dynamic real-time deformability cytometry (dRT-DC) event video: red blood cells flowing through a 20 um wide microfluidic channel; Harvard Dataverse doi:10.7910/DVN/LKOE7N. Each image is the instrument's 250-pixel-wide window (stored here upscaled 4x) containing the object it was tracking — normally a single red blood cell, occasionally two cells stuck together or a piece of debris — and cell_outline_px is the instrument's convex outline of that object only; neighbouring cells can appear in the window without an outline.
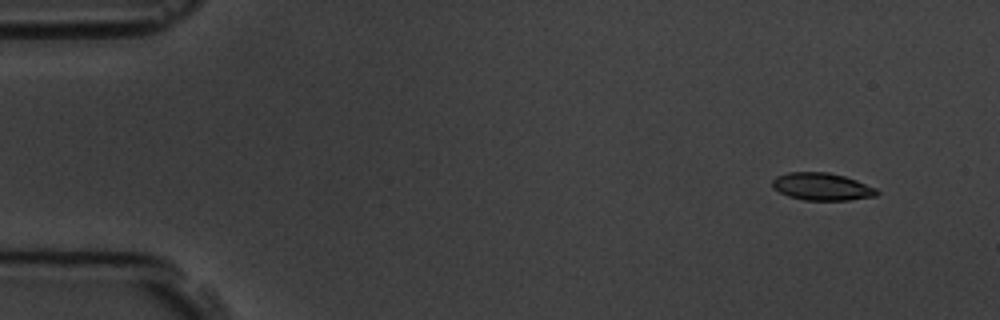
{"species": "common noctule bat (a hibernating species)", "species_latin": "Nyctalus noctula", "temperature_condition": "room temperature", "stored_images_in_passage": 5, "camera_frame_rate_fps": 3000, "um_per_image_px": 0.085, "animal": {"sex": "male", "body_mass_g": 19.5, "forearm_length_mm": 54.6}, "frame": {"image": 1, "passage_image": 2, "time_ms": 1.333, "image_size_px": [1000, 320], "cell_outline_px": [[880, 192], [876, 196], [848, 200], [804, 200], [788, 196], [772, 188], [772, 180], [776, 176], [788, 172], [828, 172], [844, 176], [856, 180], [876, 188]], "centroid_in_image_um": [69.85, 15.86], "position_along_channel_um": 15.2, "area_um2": 16.76}}
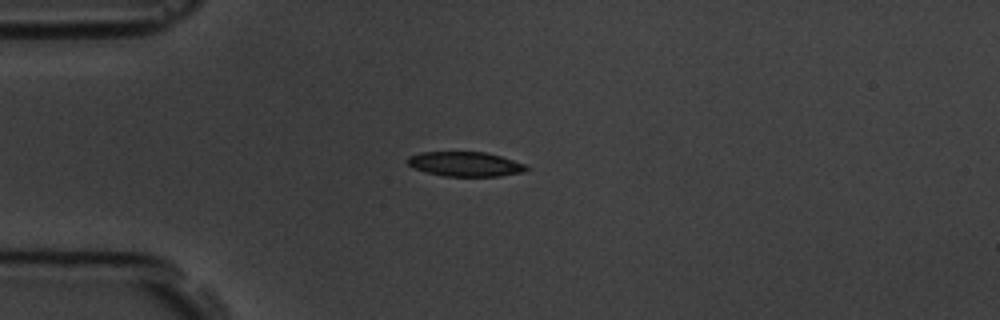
{"frame": {"image": 2, "passage_image": 5, "time_ms": 4.667, "image_size_px": [1000, 320], "cell_outline_px": [[528, 168], [524, 172], [500, 176], [444, 176], [428, 172], [416, 168], [408, 164], [408, 156], [420, 152], [484, 152], [500, 156], [524, 164]], "centroid_in_image_um": [39.55, 13.94], "position_along_channel_um": 45.5, "area_um2": 16.76}}